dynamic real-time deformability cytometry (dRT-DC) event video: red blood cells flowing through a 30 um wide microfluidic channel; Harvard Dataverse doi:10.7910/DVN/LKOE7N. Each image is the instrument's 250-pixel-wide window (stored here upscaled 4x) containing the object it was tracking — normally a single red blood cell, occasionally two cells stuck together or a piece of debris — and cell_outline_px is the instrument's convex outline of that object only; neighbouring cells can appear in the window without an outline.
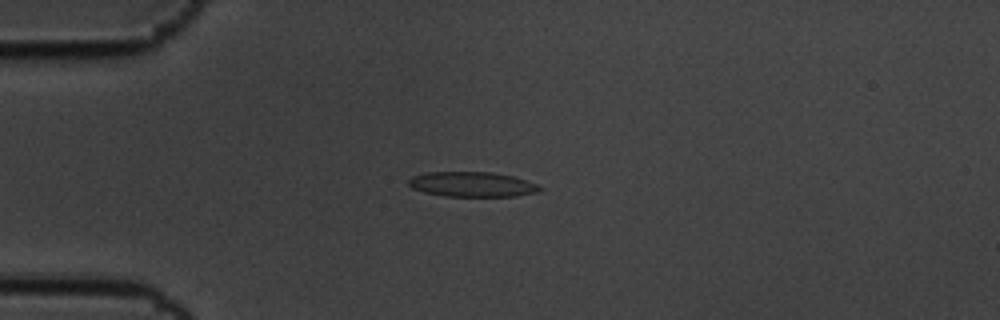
{"species": "common noctule bat (a hibernating species)", "species_latin": "Nyctalus noctula", "temperature_condition": "cold", "stored_images_in_passage": 5, "camera_frame_rate_fps": 3000, "um_per_image_px": 0.085, "animal": {"sex": "male", "body_mass_g": 19.5, "forearm_length_mm": 54.6}, "frame": {"image": 1, "passage_image": 5, "time_ms": 1.333, "image_size_px": [1000, 320], "cell_outline_px": [[544, 188], [540, 192], [516, 196], [444, 196], [424, 192], [412, 188], [408, 184], [408, 180], [412, 176], [424, 172], [492, 172], [512, 176], [536, 184]], "centroid_in_image_um": [40.12, 15.67], "position_along_channel_um": 44.9, "area_um2": 19.13}}